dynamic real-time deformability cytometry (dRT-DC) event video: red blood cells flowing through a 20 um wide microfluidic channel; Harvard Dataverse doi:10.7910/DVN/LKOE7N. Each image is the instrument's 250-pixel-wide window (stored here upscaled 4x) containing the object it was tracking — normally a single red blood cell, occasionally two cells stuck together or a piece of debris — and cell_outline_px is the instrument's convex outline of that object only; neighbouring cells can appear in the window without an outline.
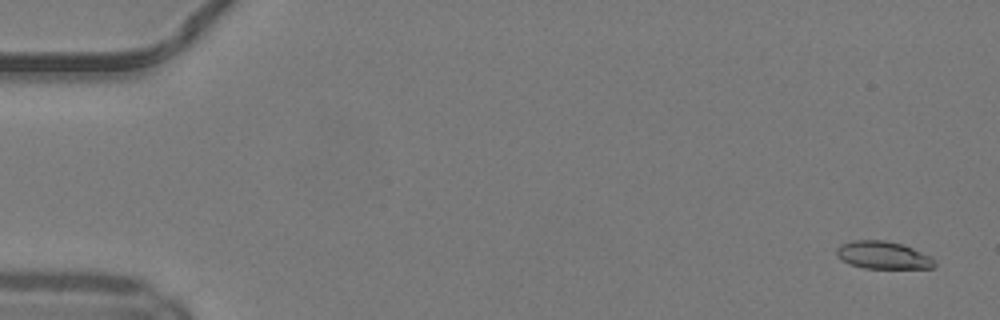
{"species": "common noctule bat (a hibernating species)", "species_latin": "Nyctalus noctula", "temperature_condition": "warm", "stored_images_in_passage": 13, "camera_frame_rate_fps": 3000, "um_per_image_px": 0.085, "animal": {"sex": "male", "body_mass_g": 19.2, "forearm_length_mm": 51.8}, "frame": {"image": 1, "passage_image": 3, "time_ms": 0.667, "image_size_px": [1000, 320], "cell_outline_px": [[936, 264], [932, 268], [864, 268], [848, 264], [836, 256], [836, 248], [840, 244], [852, 240], [884, 240], [900, 244], [912, 248], [932, 256], [936, 260]], "centroid_in_image_um": [75.04, 21.69], "position_along_channel_um": 10.0, "area_um2": 15.9}}